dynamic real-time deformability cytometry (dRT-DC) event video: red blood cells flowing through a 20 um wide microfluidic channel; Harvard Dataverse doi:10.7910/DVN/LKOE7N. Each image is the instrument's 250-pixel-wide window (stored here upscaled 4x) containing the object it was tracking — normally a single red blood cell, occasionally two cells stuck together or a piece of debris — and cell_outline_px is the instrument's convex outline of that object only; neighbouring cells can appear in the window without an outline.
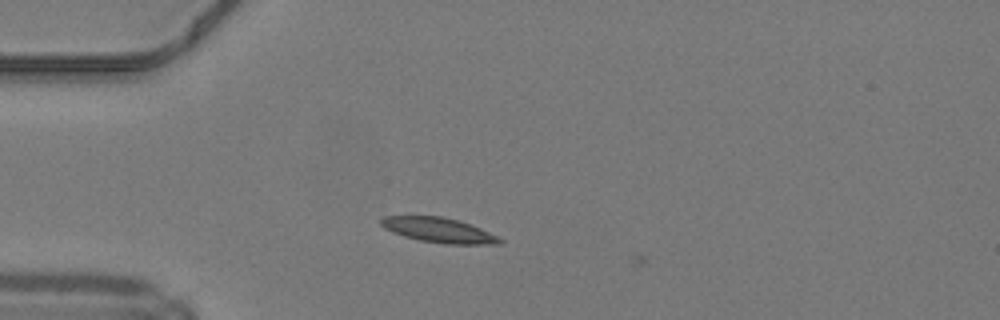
{"species": "common noctule bat (a hibernating species)", "species_latin": "Nyctalus noctula", "temperature_condition": "warm", "stored_images_in_passage": 2, "camera_frame_rate_fps": 3000, "um_per_image_px": 0.085, "animal": {"sex": "male", "body_mass_g": 19.2, "forearm_length_mm": 51.8}, "frame": {"image": 1, "passage_image": 1, "time_ms": 0.0, "image_size_px": [1000, 320], "cell_outline_px": [[504, 244], [444, 244], [420, 240], [404, 236], [392, 232], [384, 228], [380, 224], [380, 220], [384, 216], [440, 216], [460, 220], [480, 228], [504, 240]], "centroid_in_image_um": [37.3, 19.56], "position_along_channel_um": 47.7, "area_um2": 17.22}}